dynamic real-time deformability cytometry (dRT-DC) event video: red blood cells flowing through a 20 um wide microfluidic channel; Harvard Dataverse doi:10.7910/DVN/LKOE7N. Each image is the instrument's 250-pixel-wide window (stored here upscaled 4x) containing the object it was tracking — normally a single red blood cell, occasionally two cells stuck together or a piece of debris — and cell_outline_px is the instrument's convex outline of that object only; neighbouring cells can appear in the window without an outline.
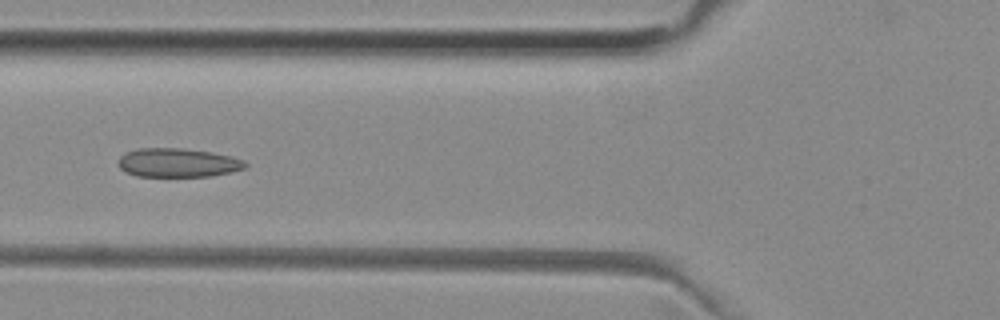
{"species": "common noctule bat (a hibernating species)", "species_latin": "Nyctalus noctula", "temperature_condition": "room temperature", "stored_images_in_passage": 7, "camera_frame_rate_fps": 3000, "um_per_image_px": 0.085, "animal": {"sex": "female", "body_mass_g": 29.2, "forearm_length_mm": 56.3}, "frame": {"image": 1, "passage_image": 6, "time_ms": 1.667, "image_size_px": [1000, 320], "cell_outline_px": [[248, 168], [232, 172], [212, 176], [136, 176], [124, 172], [116, 164], [120, 156], [124, 152], [136, 148], [184, 148], [212, 152], [232, 156], [244, 160], [248, 164]], "centroid_in_image_um": [15.11, 13.82], "position_along_channel_um": 110.7, "area_um2": 21.85}}
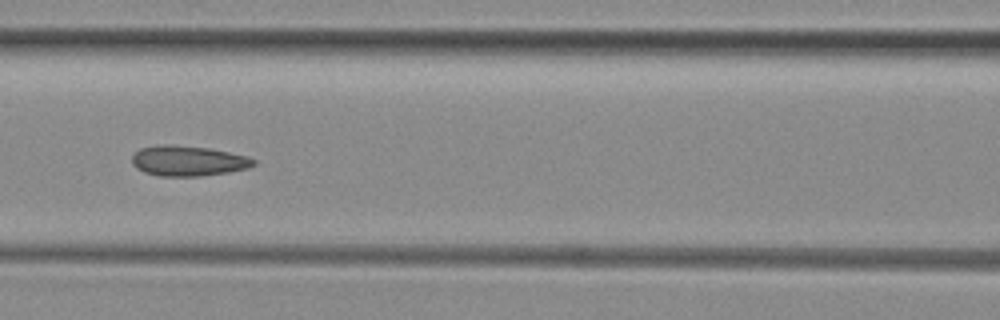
{"frame": {"image": 2, "passage_image": 7, "time_ms": 2.0, "image_size_px": [1000, 320], "cell_outline_px": [[256, 164], [248, 168], [228, 172], [200, 176], [160, 176], [144, 172], [136, 168], [132, 164], [132, 156], [140, 148], [160, 144], [172, 144], [208, 148], [248, 156], [256, 160]], "centroid_in_image_um": [15.98, 13.67], "position_along_channel_um": 150.6, "area_um2": 21.56}}